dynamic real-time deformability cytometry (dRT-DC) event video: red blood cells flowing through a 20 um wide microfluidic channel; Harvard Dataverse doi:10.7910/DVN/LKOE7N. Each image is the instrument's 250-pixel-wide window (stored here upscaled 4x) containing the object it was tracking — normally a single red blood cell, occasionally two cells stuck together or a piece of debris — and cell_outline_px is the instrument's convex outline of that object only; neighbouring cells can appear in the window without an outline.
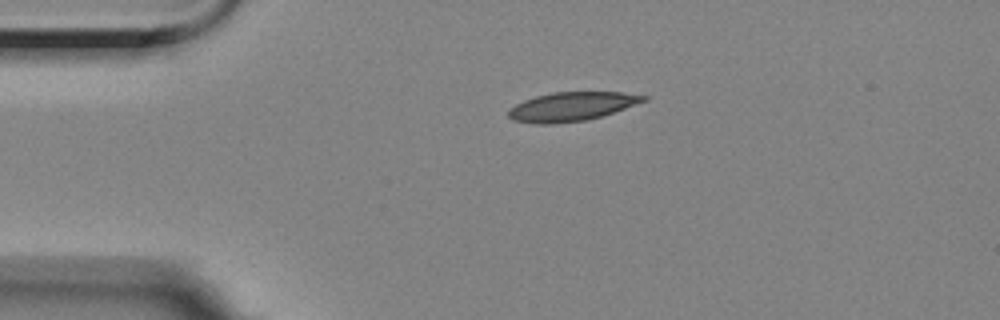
{"species": "Egyptian fruit bat (a non-hibernating species)", "species_latin": "Rousettus aegyptiacus", "temperature_condition": "room temperature", "stored_images_in_passage": 46, "camera_frame_rate_fps": 3000, "um_per_image_px": 0.085, "animal": {"sex": "female"}, "frame": {"image": 1, "passage_image": 1, "time_ms": 0.0, "image_size_px": [1000, 320], "cell_outline_px": [[648, 100], [600, 116], [584, 120], [552, 124], [536, 124], [512, 120], [508, 116], [508, 108], [524, 100], [536, 96], [552, 92], [624, 92], [648, 96]], "centroid_in_image_um": [48.55, 9.05], "position_along_channel_um": 36.4, "area_um2": 22.66}}
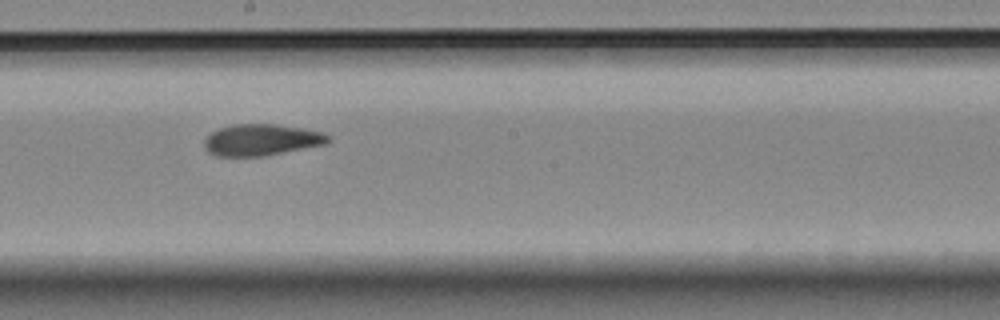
{"frame": {"image": 2, "passage_image": 20, "time_ms": 6.333, "image_size_px": [1000, 320], "cell_outline_px": [[332, 140], [324, 144], [260, 156], [216, 156], [208, 152], [204, 148], [204, 140], [212, 132], [220, 128], [232, 124], [276, 124], [300, 128], [320, 132], [332, 136]], "centroid_in_image_um": [22.19, 11.88], "position_along_channel_um": 226.0, "area_um2": 22.43}}
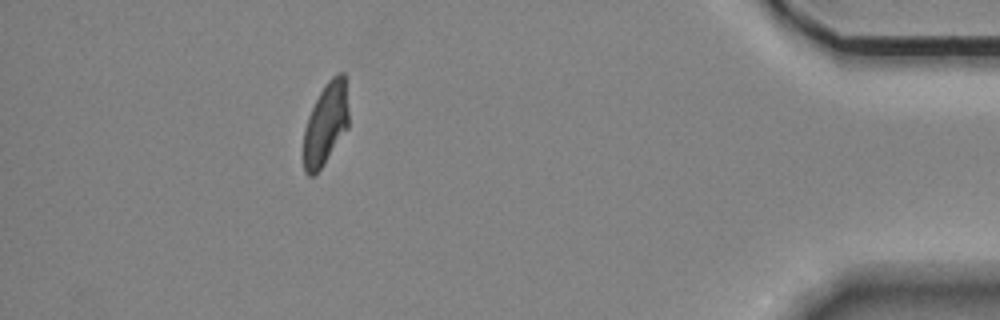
{"frame": {"image": 3, "passage_image": 40, "time_ms": 13.0, "image_size_px": [1000, 320], "cell_outline_px": [[348, 128], [320, 168], [312, 176], [308, 176], [304, 172], [304, 128], [308, 116], [320, 92], [328, 80], [332, 76], [340, 72], [344, 72], [348, 108]], "centroid_in_image_um": [27.68, 10.51], "position_along_channel_um": 407.5, "area_um2": 21.27}, "authors_computed_cell_mechanics": {"area_um2": 22.5709, "velocity_mm_per_s": 3.497, "shape_relaxation_time_tau1_ms": 8.7485, "shape_relaxation_time_tau2_ms": 2.597, "deformation_change_tau1": 0.2035, "deformation_change_tau2": 0.085}}